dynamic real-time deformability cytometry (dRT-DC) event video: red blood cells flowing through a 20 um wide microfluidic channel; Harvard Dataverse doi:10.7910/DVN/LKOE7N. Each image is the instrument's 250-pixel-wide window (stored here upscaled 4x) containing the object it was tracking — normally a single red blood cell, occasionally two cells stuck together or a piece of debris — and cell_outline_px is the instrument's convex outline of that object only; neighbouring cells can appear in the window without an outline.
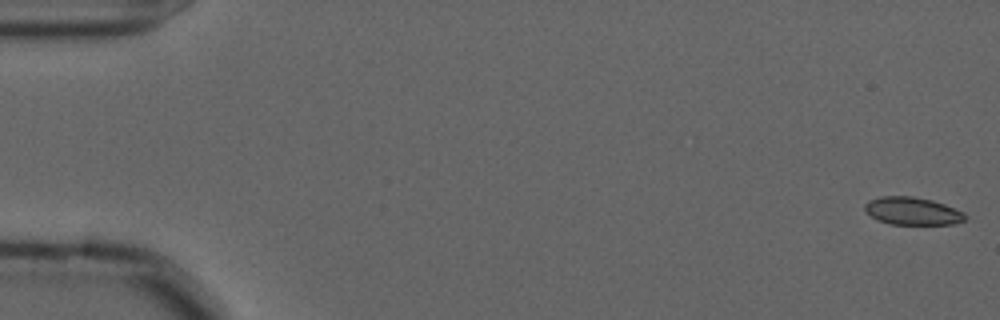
{"species": "common noctule bat (a hibernating species)", "species_latin": "Nyctalus noctula", "temperature_condition": "cold", "stored_images_in_passage": 46, "camera_frame_rate_fps": 3000, "um_per_image_px": 0.085, "animal": {"sex": "male", "forearm_length_mm": 52.5}, "frame": {"image": 1, "passage_image": 1, "time_ms": 0.0, "image_size_px": [1000, 320], "cell_outline_px": [[968, 216], [964, 220], [952, 224], [892, 224], [880, 220], [872, 216], [864, 208], [864, 204], [868, 200], [880, 196], [912, 196], [932, 200], [944, 204], [964, 212]], "centroid_in_image_um": [77.57, 17.92], "position_along_channel_um": 7.4, "area_um2": 16.07}}
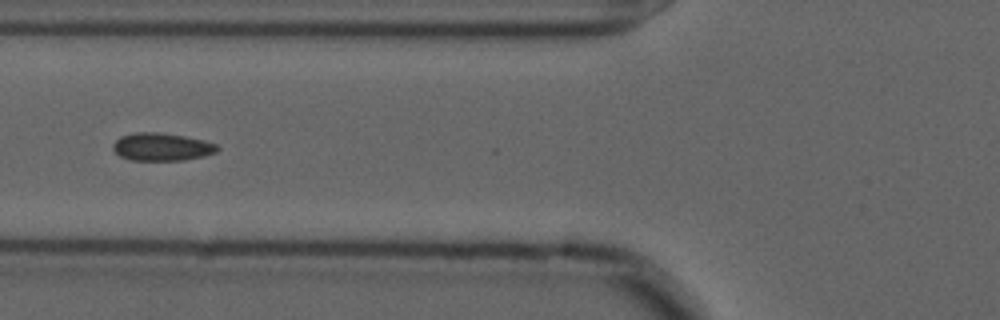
{"frame": {"image": 2, "passage_image": 22, "time_ms": 7.0, "image_size_px": [1000, 320], "cell_outline_px": [[220, 148], [216, 152], [204, 156], [184, 160], [132, 160], [120, 156], [112, 148], [112, 144], [120, 136], [136, 132], [156, 132], [184, 136], [204, 140], [216, 144]], "centroid_in_image_um": [13.75, 12.48], "position_along_channel_um": 112.1, "area_um2": 16.88}}
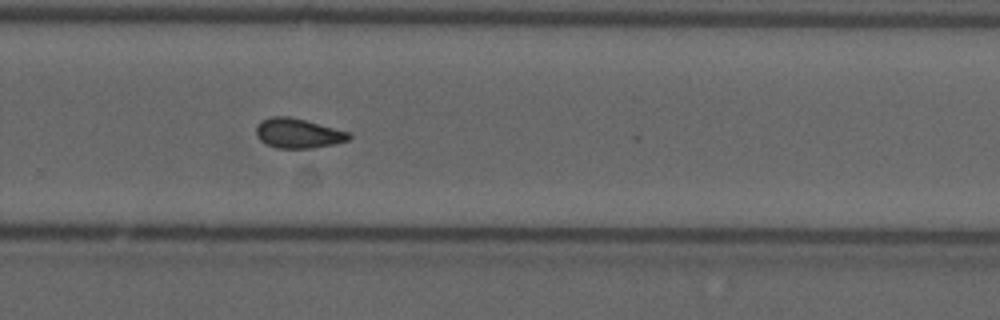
{"frame": {"image": 3, "passage_image": 38, "time_ms": 12.333, "image_size_px": [1000, 320], "cell_outline_px": [[352, 136], [348, 140], [336, 144], [312, 148], [276, 148], [264, 144], [256, 136], [256, 124], [260, 120], [272, 116], [288, 116], [352, 132]], "centroid_in_image_um": [25.33, 11.33], "position_along_channel_um": 304.5, "area_um2": 16.36}, "authors_computed_cell_mechanics": {"area_um2": 16.473, "velocity_mm_per_s": 3.6134, "shape_relaxation_time_tau1_ms": null, "shape_relaxation_time_tau2_ms": 2.2679, "deformation_change_tau1": null, "deformation_change_tau2": 0.0586}}